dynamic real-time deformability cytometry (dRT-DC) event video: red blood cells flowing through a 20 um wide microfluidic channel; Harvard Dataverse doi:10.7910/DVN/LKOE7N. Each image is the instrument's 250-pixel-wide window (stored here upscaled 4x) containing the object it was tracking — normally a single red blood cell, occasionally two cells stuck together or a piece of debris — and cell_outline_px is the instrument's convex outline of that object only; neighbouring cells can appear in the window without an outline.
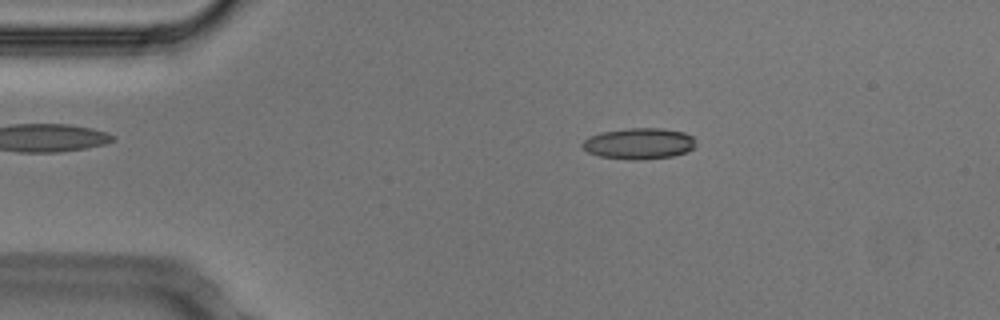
{"species": "Egyptian fruit bat (a non-hibernating species)", "species_latin": "Rousettus aegyptiacus", "temperature_condition": "cold", "stored_images_in_passage": 48, "camera_frame_rate_fps": 3000, "um_per_image_px": 0.085, "animal": {"sex": "male"}, "frame": {"image": 1, "passage_image": 5, "time_ms": 1.333, "image_size_px": [1000, 320], "cell_outline_px": [[696, 144], [688, 152], [672, 156], [636, 160], [628, 160], [600, 156], [588, 152], [580, 144], [588, 136], [600, 132], [628, 128], [664, 128], [684, 132], [692, 136]], "centroid_in_image_um": [54.3, 12.19], "position_along_channel_um": 30.7, "area_um2": 20.69}}
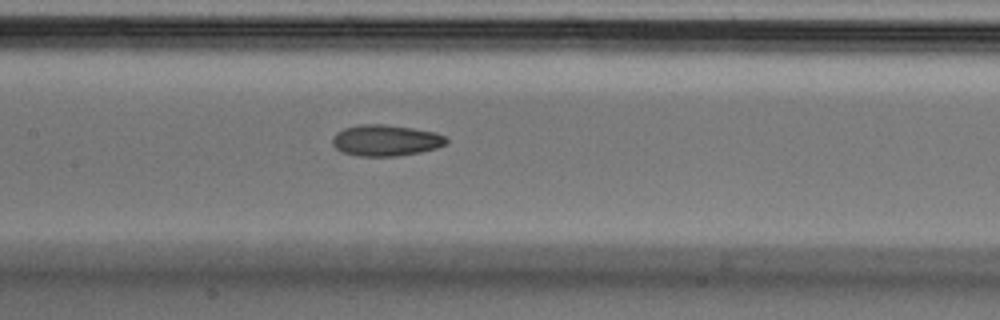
{"frame": {"image": 2, "passage_image": 20, "time_ms": 6.333, "image_size_px": [1000, 320], "cell_outline_px": [[448, 144], [436, 148], [420, 152], [396, 156], [356, 156], [340, 152], [332, 144], [332, 136], [336, 132], [344, 128], [360, 124], [384, 124], [412, 128], [436, 132], [444, 136], [448, 140]], "centroid_in_image_um": [32.76, 11.93], "position_along_channel_um": 174.6, "area_um2": 20.92}}
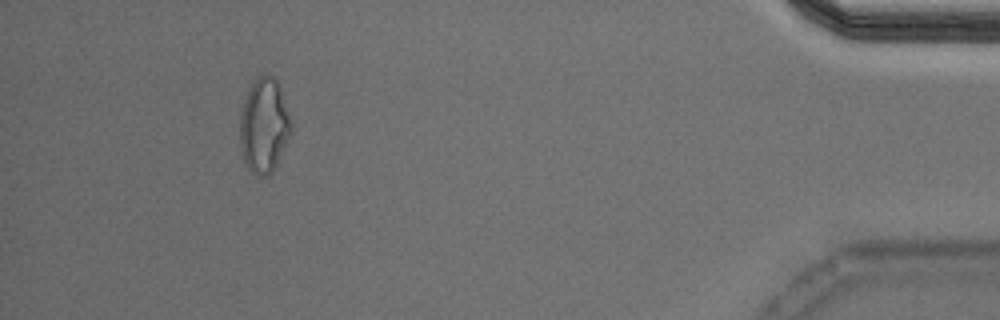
{"frame": {"image": 3, "passage_image": 44, "time_ms": 14.333, "image_size_px": [1000, 320], "cell_outline_px": [[292, 132], [272, 172], [268, 176], [256, 176], [244, 164], [240, 148], [240, 112], [248, 88], [260, 76], [272, 76], [276, 80], [280, 88], [292, 120]], "centroid_in_image_um": [22.44, 10.71], "position_along_channel_um": 412.8, "area_um2": 28.32}, "authors_computed_cell_mechanics": {"area_um2": 20.6924, "velocity_mm_per_s": 3.7677, "shape_relaxation_time_tau1_ms": null, "shape_relaxation_time_tau2_ms": 3.421, "deformation_change_tau1": null, "deformation_change_tau2": 0.084}}